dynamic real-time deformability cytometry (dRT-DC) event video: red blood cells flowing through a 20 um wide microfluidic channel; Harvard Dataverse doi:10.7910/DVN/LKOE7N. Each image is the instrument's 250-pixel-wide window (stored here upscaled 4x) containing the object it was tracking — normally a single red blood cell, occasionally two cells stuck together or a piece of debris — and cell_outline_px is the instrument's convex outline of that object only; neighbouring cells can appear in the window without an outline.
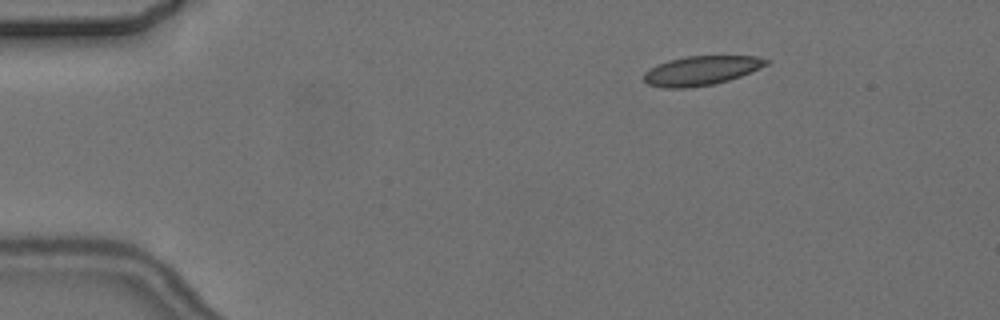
{"species": "common noctule bat (a hibernating species)", "species_latin": "Nyctalus noctula", "temperature_condition": "cold", "stored_images_in_passage": 5, "camera_frame_rate_fps": 3000, "um_per_image_px": 0.085, "animal": {"sex": "female", "body_mass_g": 24.6, "forearm_length_mm": 56.2}, "frame": {"image": 1, "passage_image": 3, "time_ms": 2.333, "image_size_px": [1000, 320], "cell_outline_px": [[772, 60], [768, 64], [740, 76], [728, 80], [712, 84], [688, 88], [664, 88], [648, 84], [644, 80], [644, 72], [668, 60], [688, 56], [756, 56]], "centroid_in_image_um": [59.62, 6.0], "position_along_channel_um": 25.4, "area_um2": 20.63}}